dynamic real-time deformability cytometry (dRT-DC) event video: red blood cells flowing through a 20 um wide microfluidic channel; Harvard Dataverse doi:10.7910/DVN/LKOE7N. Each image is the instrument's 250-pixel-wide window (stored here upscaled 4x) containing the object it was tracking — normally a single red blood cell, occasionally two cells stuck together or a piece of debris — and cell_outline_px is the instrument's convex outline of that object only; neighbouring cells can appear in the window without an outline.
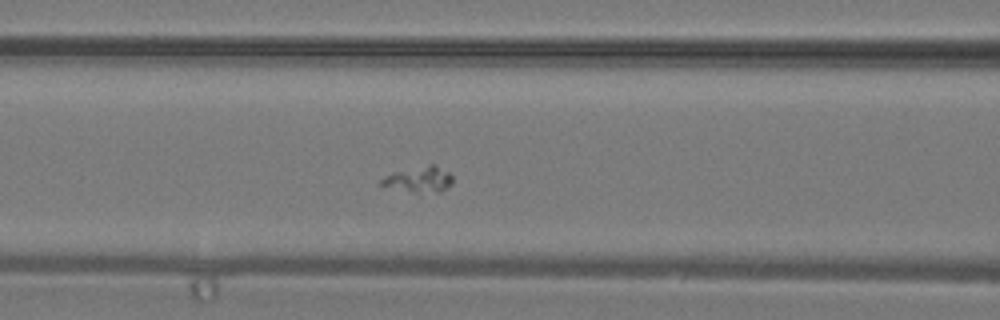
{"species": "common noctule bat (a hibernating species)", "species_latin": "Nyctalus noctula", "temperature_condition": "warm", "stored_images_in_passage": 36, "segment_of_instrument_passage": [1, 2], "camera_frame_rate_fps": 3000, "um_per_image_px": 0.085, "animal": {"sex": "male", "body_mass_g": 19.2, "forearm_length_mm": 51.8}, "frame": {"image": 1, "passage_image": 12, "time_ms": 3.667, "image_size_px": [1000, 320], "cell_outline_px": [[452, 184], [440, 192], [420, 196], [380, 184], [380, 180], [384, 176], [392, 172], [428, 164], [436, 164], [448, 172], [452, 176]], "centroid_in_image_um": [35.63, 15.29], "position_along_channel_um": 131.0, "area_um2": 11.27}}
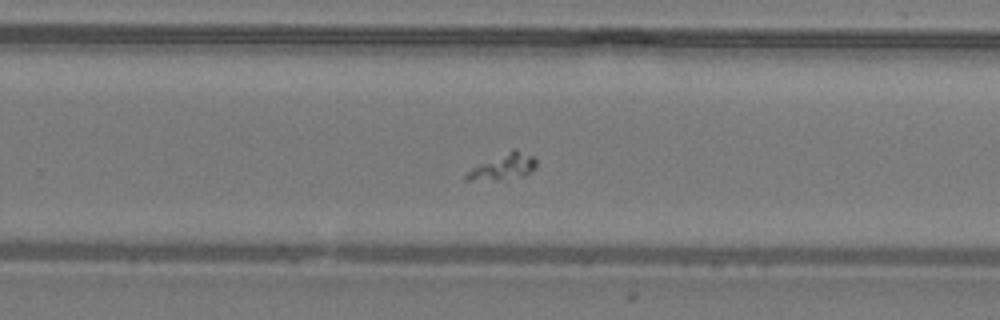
{"frame": {"image": 2, "passage_image": 21, "time_ms": 6.667, "image_size_px": [1000, 320], "cell_outline_px": [[536, 168], [532, 172], [524, 176], [496, 180], [464, 180], [464, 176], [472, 168], [512, 148], [516, 148], [532, 156], [536, 160]], "centroid_in_image_um": [42.82, 14.17], "position_along_channel_um": 287.0, "area_um2": 10.58}}
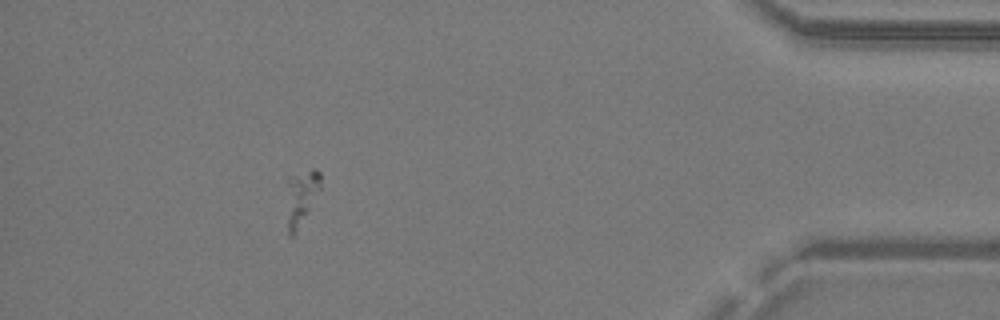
{"frame": {"image": 3, "passage_image": 31, "time_ms": 10.0, "image_size_px": [1000, 320], "cell_outline_px": [[320, 188], [308, 212], [292, 236], [288, 236], [288, 180], [312, 168], [316, 168], [320, 172]], "centroid_in_image_um": [25.64, 16.74], "position_along_channel_um": 409.6, "area_um2": 10.12}}